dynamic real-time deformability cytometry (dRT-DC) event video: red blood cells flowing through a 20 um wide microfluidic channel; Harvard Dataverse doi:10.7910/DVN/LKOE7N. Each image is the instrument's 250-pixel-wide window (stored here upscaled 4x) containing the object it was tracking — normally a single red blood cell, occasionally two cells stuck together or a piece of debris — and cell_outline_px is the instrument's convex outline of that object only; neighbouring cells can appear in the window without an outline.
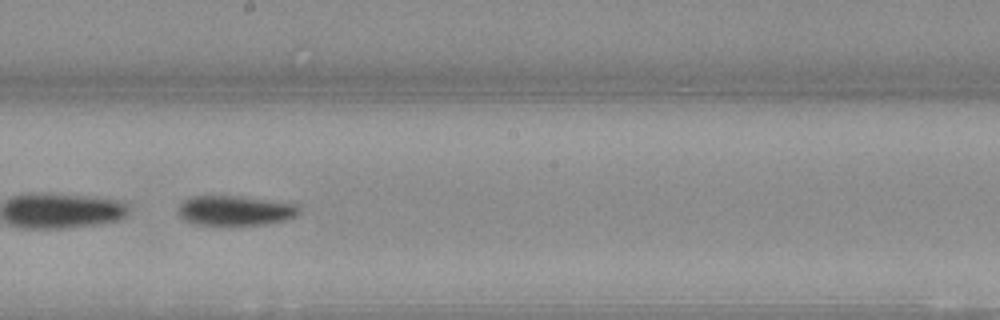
{"species": "Egyptian fruit bat (a non-hibernating species)", "species_latin": "Rousettus aegyptiacus", "temperature_condition": "warm", "stored_images_in_passage": 51, "camera_frame_rate_fps": 3000, "um_per_image_px": 0.085, "animal": {"sex": "female"}, "frame": {"image": 1, "passage_image": 30, "time_ms": 9.667, "image_size_px": [1000, 320], "cell_outline_px": [[300, 212], [296, 216], [288, 220], [264, 224], [224, 228], [192, 224], [184, 220], [180, 216], [180, 204], [184, 200], [192, 196], [240, 196], [296, 204], [300, 208]], "centroid_in_image_um": [19.98, 17.95], "position_along_channel_um": 228.2, "area_um2": 21.85}}